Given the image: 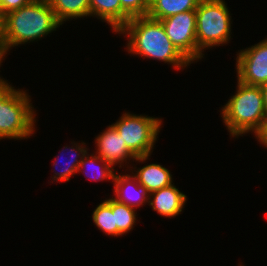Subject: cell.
<instances>
[{
	"instance_id": "cell-1",
	"label": "cell",
	"mask_w": 267,
	"mask_h": 266,
	"mask_svg": "<svg viewBox=\"0 0 267 266\" xmlns=\"http://www.w3.org/2000/svg\"><path fill=\"white\" fill-rule=\"evenodd\" d=\"M60 25L48 0H32L0 18L1 46L7 53L11 47L41 39Z\"/></svg>"
},
{
	"instance_id": "cell-2",
	"label": "cell",
	"mask_w": 267,
	"mask_h": 266,
	"mask_svg": "<svg viewBox=\"0 0 267 266\" xmlns=\"http://www.w3.org/2000/svg\"><path fill=\"white\" fill-rule=\"evenodd\" d=\"M117 33L127 35V50L133 55L163 61L176 69L191 64L172 44L159 20L148 16L134 17Z\"/></svg>"
},
{
	"instance_id": "cell-3",
	"label": "cell",
	"mask_w": 267,
	"mask_h": 266,
	"mask_svg": "<svg viewBox=\"0 0 267 266\" xmlns=\"http://www.w3.org/2000/svg\"><path fill=\"white\" fill-rule=\"evenodd\" d=\"M221 114L230 136H243L250 131L257 136L267 119L261 87L238 81L236 93L222 107Z\"/></svg>"
},
{
	"instance_id": "cell-4",
	"label": "cell",
	"mask_w": 267,
	"mask_h": 266,
	"mask_svg": "<svg viewBox=\"0 0 267 266\" xmlns=\"http://www.w3.org/2000/svg\"><path fill=\"white\" fill-rule=\"evenodd\" d=\"M29 97L11 85L0 93V140H20L34 134L36 113Z\"/></svg>"
},
{
	"instance_id": "cell-5",
	"label": "cell",
	"mask_w": 267,
	"mask_h": 266,
	"mask_svg": "<svg viewBox=\"0 0 267 266\" xmlns=\"http://www.w3.org/2000/svg\"><path fill=\"white\" fill-rule=\"evenodd\" d=\"M196 12L197 48L227 44L231 38L230 11L223 0H201Z\"/></svg>"
},
{
	"instance_id": "cell-6",
	"label": "cell",
	"mask_w": 267,
	"mask_h": 266,
	"mask_svg": "<svg viewBox=\"0 0 267 266\" xmlns=\"http://www.w3.org/2000/svg\"><path fill=\"white\" fill-rule=\"evenodd\" d=\"M161 120L128 112L123 113L112 126L135 157L150 156L160 132Z\"/></svg>"
},
{
	"instance_id": "cell-7",
	"label": "cell",
	"mask_w": 267,
	"mask_h": 266,
	"mask_svg": "<svg viewBox=\"0 0 267 266\" xmlns=\"http://www.w3.org/2000/svg\"><path fill=\"white\" fill-rule=\"evenodd\" d=\"M160 21L172 44L190 63L203 57L204 54L197 48L195 10L178 13Z\"/></svg>"
},
{
	"instance_id": "cell-8",
	"label": "cell",
	"mask_w": 267,
	"mask_h": 266,
	"mask_svg": "<svg viewBox=\"0 0 267 266\" xmlns=\"http://www.w3.org/2000/svg\"><path fill=\"white\" fill-rule=\"evenodd\" d=\"M236 62L238 81L250 86L267 84V38L240 50Z\"/></svg>"
},
{
	"instance_id": "cell-9",
	"label": "cell",
	"mask_w": 267,
	"mask_h": 266,
	"mask_svg": "<svg viewBox=\"0 0 267 266\" xmlns=\"http://www.w3.org/2000/svg\"><path fill=\"white\" fill-rule=\"evenodd\" d=\"M95 141L97 145V152L95 153L112 166L119 163V167H122L121 164L124 165L123 162L126 163L127 159L142 163L149 159V156L135 157L127 149L125 142L112 125H109L104 132L99 134Z\"/></svg>"
},
{
	"instance_id": "cell-10",
	"label": "cell",
	"mask_w": 267,
	"mask_h": 266,
	"mask_svg": "<svg viewBox=\"0 0 267 266\" xmlns=\"http://www.w3.org/2000/svg\"><path fill=\"white\" fill-rule=\"evenodd\" d=\"M186 201L187 196L171 184L150 193L148 203L158 214L170 218L181 214Z\"/></svg>"
},
{
	"instance_id": "cell-11",
	"label": "cell",
	"mask_w": 267,
	"mask_h": 266,
	"mask_svg": "<svg viewBox=\"0 0 267 266\" xmlns=\"http://www.w3.org/2000/svg\"><path fill=\"white\" fill-rule=\"evenodd\" d=\"M114 192L118 202L126 204L130 207L137 208L148 203L150 193L137 179L130 174L121 175L115 174Z\"/></svg>"
},
{
	"instance_id": "cell-12",
	"label": "cell",
	"mask_w": 267,
	"mask_h": 266,
	"mask_svg": "<svg viewBox=\"0 0 267 266\" xmlns=\"http://www.w3.org/2000/svg\"><path fill=\"white\" fill-rule=\"evenodd\" d=\"M134 172H136V174L132 172L133 176L149 193L167 187L173 183L170 171L160 164L152 163L137 169V171L134 170Z\"/></svg>"
},
{
	"instance_id": "cell-13",
	"label": "cell",
	"mask_w": 267,
	"mask_h": 266,
	"mask_svg": "<svg viewBox=\"0 0 267 266\" xmlns=\"http://www.w3.org/2000/svg\"><path fill=\"white\" fill-rule=\"evenodd\" d=\"M201 0H149V11L147 16L162 20L169 16L196 10Z\"/></svg>"
},
{
	"instance_id": "cell-14",
	"label": "cell",
	"mask_w": 267,
	"mask_h": 266,
	"mask_svg": "<svg viewBox=\"0 0 267 266\" xmlns=\"http://www.w3.org/2000/svg\"><path fill=\"white\" fill-rule=\"evenodd\" d=\"M95 16L107 22L112 31L122 28V7L120 0H90V17Z\"/></svg>"
},
{
	"instance_id": "cell-15",
	"label": "cell",
	"mask_w": 267,
	"mask_h": 266,
	"mask_svg": "<svg viewBox=\"0 0 267 266\" xmlns=\"http://www.w3.org/2000/svg\"><path fill=\"white\" fill-rule=\"evenodd\" d=\"M58 21L90 16V0H48Z\"/></svg>"
},
{
	"instance_id": "cell-16",
	"label": "cell",
	"mask_w": 267,
	"mask_h": 266,
	"mask_svg": "<svg viewBox=\"0 0 267 266\" xmlns=\"http://www.w3.org/2000/svg\"><path fill=\"white\" fill-rule=\"evenodd\" d=\"M112 208L115 224L117 225V236H122L133 229L136 223L135 208L118 202L113 197L105 200Z\"/></svg>"
},
{
	"instance_id": "cell-17",
	"label": "cell",
	"mask_w": 267,
	"mask_h": 266,
	"mask_svg": "<svg viewBox=\"0 0 267 266\" xmlns=\"http://www.w3.org/2000/svg\"><path fill=\"white\" fill-rule=\"evenodd\" d=\"M101 163H103V164H101ZM96 164H98L97 167H96ZM86 166H88L89 168L90 167L93 168L94 169V170L92 169L93 172L95 171L94 175L91 176V180H95V181H99V180L102 181L105 179L114 180V177L116 174L114 172V167L112 165H110L107 161H105L103 158H101L99 155H97V154L94 155V153L90 155V154H88V151H87V153L84 155V157L82 158V160L80 162L78 171L81 172V169L84 170ZM85 175H86V172H85ZM88 176H87V178H90Z\"/></svg>"
},
{
	"instance_id": "cell-18",
	"label": "cell",
	"mask_w": 267,
	"mask_h": 266,
	"mask_svg": "<svg viewBox=\"0 0 267 266\" xmlns=\"http://www.w3.org/2000/svg\"><path fill=\"white\" fill-rule=\"evenodd\" d=\"M74 145H75L74 148H73V146L71 148L68 146L64 147L65 150L69 148V150L71 152V157H70V159H68L69 160L68 163L66 162V165H64L65 167H63L60 172L54 173L55 175L52 177L53 181H56V182L69 181L70 177L72 175H75V173H77V172L79 173L78 169H79L80 162H81L82 158L84 157V155L87 153L88 149L82 145H79V144L77 145L76 143H74ZM61 151H64V150H61ZM56 159L59 160L58 158H56ZM57 163L58 162L56 161L53 165L56 168H57V165H56ZM60 168H61V166H60Z\"/></svg>"
},
{
	"instance_id": "cell-19",
	"label": "cell",
	"mask_w": 267,
	"mask_h": 266,
	"mask_svg": "<svg viewBox=\"0 0 267 266\" xmlns=\"http://www.w3.org/2000/svg\"><path fill=\"white\" fill-rule=\"evenodd\" d=\"M92 219L99 230L107 235L117 236V225L111 206L104 200L93 211Z\"/></svg>"
},
{
	"instance_id": "cell-20",
	"label": "cell",
	"mask_w": 267,
	"mask_h": 266,
	"mask_svg": "<svg viewBox=\"0 0 267 266\" xmlns=\"http://www.w3.org/2000/svg\"><path fill=\"white\" fill-rule=\"evenodd\" d=\"M122 7V27L134 17L147 16L149 0H120Z\"/></svg>"
},
{
	"instance_id": "cell-21",
	"label": "cell",
	"mask_w": 267,
	"mask_h": 266,
	"mask_svg": "<svg viewBox=\"0 0 267 266\" xmlns=\"http://www.w3.org/2000/svg\"><path fill=\"white\" fill-rule=\"evenodd\" d=\"M32 0H0V18L6 13L28 5Z\"/></svg>"
},
{
	"instance_id": "cell-22",
	"label": "cell",
	"mask_w": 267,
	"mask_h": 266,
	"mask_svg": "<svg viewBox=\"0 0 267 266\" xmlns=\"http://www.w3.org/2000/svg\"><path fill=\"white\" fill-rule=\"evenodd\" d=\"M258 142L267 147V119L265 121L262 131L256 136Z\"/></svg>"
},
{
	"instance_id": "cell-23",
	"label": "cell",
	"mask_w": 267,
	"mask_h": 266,
	"mask_svg": "<svg viewBox=\"0 0 267 266\" xmlns=\"http://www.w3.org/2000/svg\"><path fill=\"white\" fill-rule=\"evenodd\" d=\"M4 56H6V51L2 46H0V65L3 62L2 60H4ZM0 85H9V83L0 77Z\"/></svg>"
},
{
	"instance_id": "cell-24",
	"label": "cell",
	"mask_w": 267,
	"mask_h": 266,
	"mask_svg": "<svg viewBox=\"0 0 267 266\" xmlns=\"http://www.w3.org/2000/svg\"><path fill=\"white\" fill-rule=\"evenodd\" d=\"M261 87L262 93H263V101H264V108L267 116V84H264Z\"/></svg>"
},
{
	"instance_id": "cell-25",
	"label": "cell",
	"mask_w": 267,
	"mask_h": 266,
	"mask_svg": "<svg viewBox=\"0 0 267 266\" xmlns=\"http://www.w3.org/2000/svg\"><path fill=\"white\" fill-rule=\"evenodd\" d=\"M8 85H0V93L7 87Z\"/></svg>"
}]
</instances>
